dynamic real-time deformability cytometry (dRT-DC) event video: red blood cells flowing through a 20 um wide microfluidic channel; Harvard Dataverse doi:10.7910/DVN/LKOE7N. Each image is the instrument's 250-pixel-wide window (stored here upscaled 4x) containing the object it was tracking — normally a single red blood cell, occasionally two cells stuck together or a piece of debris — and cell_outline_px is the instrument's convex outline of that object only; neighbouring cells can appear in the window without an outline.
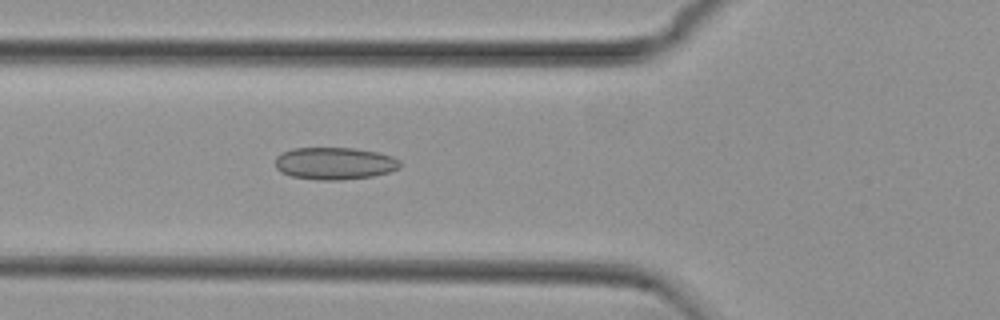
{"species": "common noctule bat (a hibernating species)", "species_latin": "Nyctalus noctula", "temperature_condition": "cold", "stored_images_in_passage": 44, "camera_frame_rate_fps": 3000, "um_per_image_px": 0.085, "animal": {"sex": "female", "body_mass_g": 29.2, "forearm_length_mm": 56.3}, "frame": {"image": 1, "passage_image": 9, "time_ms": 2.667, "image_size_px": [1000, 320], "cell_outline_px": [[400, 168], [388, 172], [372, 176], [340, 180], [316, 180], [292, 176], [280, 172], [276, 168], [276, 156], [280, 152], [292, 148], [356, 148], [380, 152], [392, 156], [400, 160]], "centroid_in_image_um": [28.43, 13.88], "position_along_channel_um": 97.4, "area_um2": 23.7}}
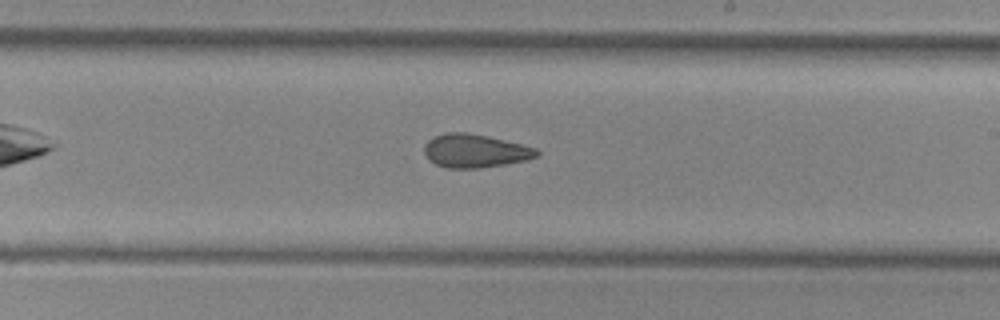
{"frame": {"image": 2, "passage_image": 21, "time_ms": 6.667, "image_size_px": [1000, 320], "cell_outline_px": [[540, 156], [528, 160], [480, 168], [448, 168], [436, 164], [428, 160], [424, 152], [424, 144], [432, 136], [444, 132], [464, 132], [488, 136], [536, 148], [540, 152]], "centroid_in_image_um": [40.36, 12.82], "position_along_channel_um": 248.6, "area_um2": 22.08}}
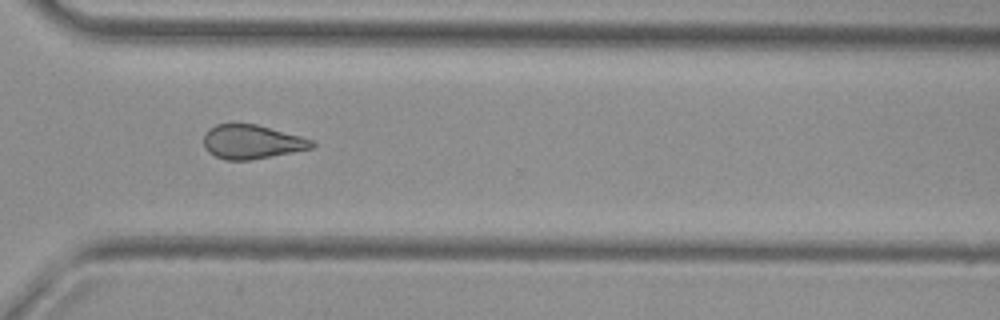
{"frame": {"image": 3, "passage_image": 29, "time_ms": 9.333, "image_size_px": [1000, 320], "cell_outline_px": [[316, 144], [312, 148], [252, 160], [224, 160], [208, 152], [204, 148], [204, 136], [208, 128], [216, 124], [232, 120], [256, 124], [300, 136], [312, 140]], "centroid_in_image_um": [21.34, 12.02], "position_along_channel_um": 349.3, "area_um2": 21.96}, "authors_computed_cell_mechanics": {"area_um2": 22.1085, "velocity_mm_per_s": 3.7723, "shape_relaxation_time_tau1_ms": null, "shape_relaxation_time_tau2_ms": 2.8579, "deformation_change_tau1": null, "deformation_change_tau2": 0.1028}}